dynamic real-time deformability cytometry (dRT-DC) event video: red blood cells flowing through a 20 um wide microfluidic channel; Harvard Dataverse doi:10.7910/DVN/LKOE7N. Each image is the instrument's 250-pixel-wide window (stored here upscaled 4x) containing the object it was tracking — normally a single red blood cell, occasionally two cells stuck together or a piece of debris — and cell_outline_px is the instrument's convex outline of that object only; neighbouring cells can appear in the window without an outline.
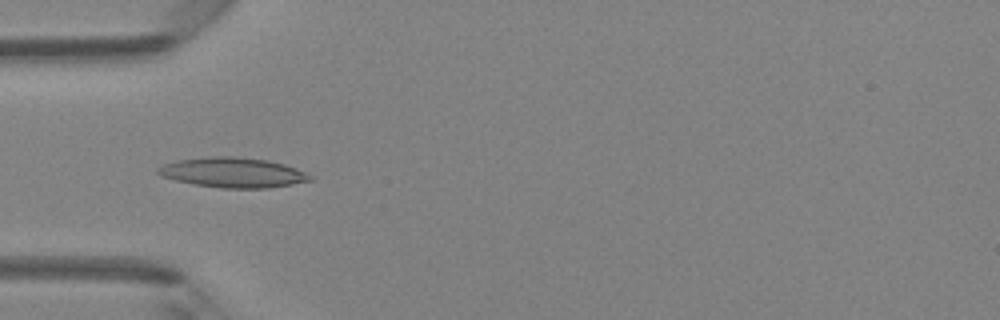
{"species": "Egyptian fruit bat (a non-hibernating species)", "species_latin": "Rousettus aegyptiacus", "temperature_condition": "room temperature", "stored_images_in_passage": 47, "camera_frame_rate_fps": 3000, "um_per_image_px": 0.085, "animal": {"sex": "female"}, "frame": {"image": 1, "passage_image": 15, "time_ms": 4.667, "image_size_px": [1000, 320], "cell_outline_px": [[312, 180], [292, 184], [268, 188], [220, 188], [196, 184], [176, 180], [160, 176], [156, 172], [156, 168], [164, 164], [180, 160], [212, 156], [236, 156], [268, 160], [284, 164], [304, 172], [312, 176]], "centroid_in_image_um": [19.78, 14.66], "position_along_channel_um": 65.2, "area_um2": 26.41}}
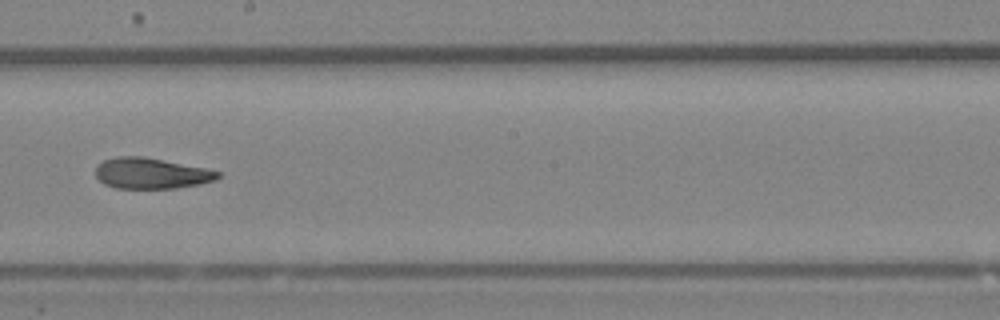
{"frame": {"image": 2, "passage_image": 27, "time_ms": 8.667, "image_size_px": [1000, 320], "cell_outline_px": [[220, 176], [216, 180], [200, 184], [176, 188], [116, 188], [104, 184], [96, 176], [96, 164], [104, 160], [116, 156], [144, 156], [208, 168], [220, 172]], "centroid_in_image_um": [12.86, 14.72], "position_along_channel_um": 235.3, "area_um2": 22.2}}
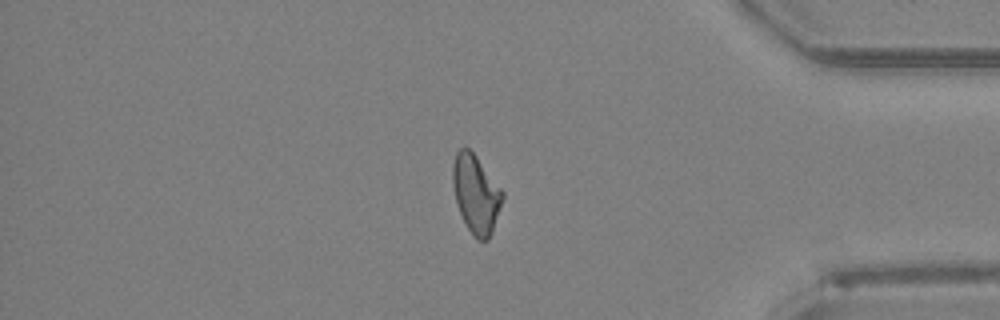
{"frame": {"image": 3, "passage_image": 40, "time_ms": 13.0, "image_size_px": [1000, 320], "cell_outline_px": [[504, 196], [492, 232], [488, 240], [476, 240], [472, 236], [460, 212], [456, 200], [452, 184], [452, 164], [456, 152], [460, 148], [468, 148], [476, 156], [504, 192]], "centroid_in_image_um": [40.45, 16.49], "position_along_channel_um": 394.8, "area_um2": 22.54}, "authors_computed_cell_mechanics": {"area_um2": 23.1778, "velocity_mm_per_s": 4.2842, "shape_relaxation_time_tau1_ms": null, "shape_relaxation_time_tau2_ms": 5.8851, "deformation_change_tau1": null, "deformation_change_tau2": 0.1647}}